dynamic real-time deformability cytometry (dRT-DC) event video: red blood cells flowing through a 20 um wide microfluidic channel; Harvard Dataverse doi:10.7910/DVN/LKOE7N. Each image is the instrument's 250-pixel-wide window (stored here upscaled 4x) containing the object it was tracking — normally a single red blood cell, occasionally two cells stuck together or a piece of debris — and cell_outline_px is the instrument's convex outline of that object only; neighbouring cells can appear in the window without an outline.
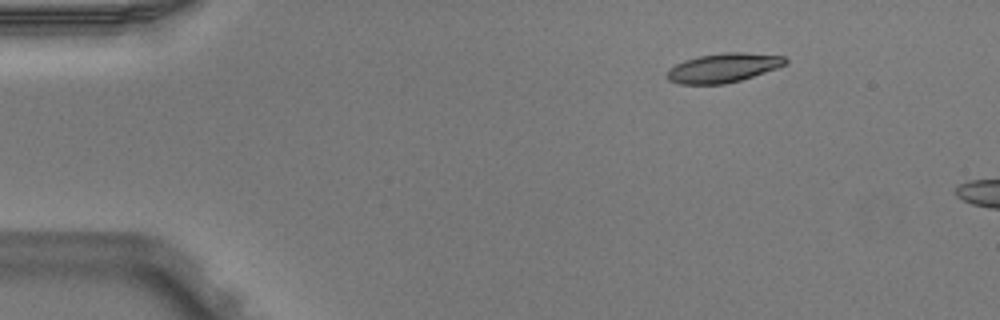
{"species": "Egyptian fruit bat (a non-hibernating species)", "species_latin": "Rousettus aegyptiacus", "temperature_condition": "warm", "stored_images_in_passage": 3, "camera_frame_rate_fps": 3000, "um_per_image_px": 0.085, "animal": {"sex": "male"}, "frame": {"image": 1, "passage_image": 1, "time_ms": 0.0, "image_size_px": [1000, 320], "cell_outline_px": [[788, 64], [740, 80], [724, 84], [680, 84], [668, 80], [668, 68], [684, 60], [696, 56], [720, 52], [744, 52], [784, 56], [788, 60]], "centroid_in_image_um": [61.47, 5.75], "position_along_channel_um": 23.5, "area_um2": 20.17}}